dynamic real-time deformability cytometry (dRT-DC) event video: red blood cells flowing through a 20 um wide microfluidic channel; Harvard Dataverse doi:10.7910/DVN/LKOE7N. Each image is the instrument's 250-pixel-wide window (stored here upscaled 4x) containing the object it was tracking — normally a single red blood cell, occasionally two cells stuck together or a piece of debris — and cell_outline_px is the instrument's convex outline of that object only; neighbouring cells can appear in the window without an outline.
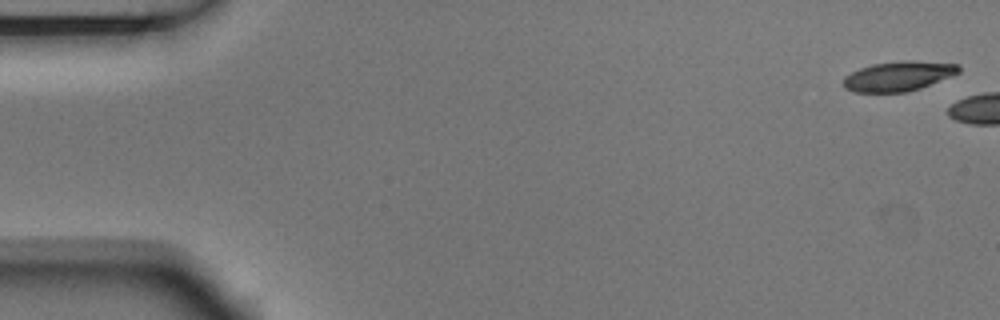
{"species": "Egyptian fruit bat (a non-hibernating species)", "species_latin": "Rousettus aegyptiacus", "temperature_condition": "room temperature", "stored_images_in_passage": 2, "camera_frame_rate_fps": 3000, "um_per_image_px": 0.085, "animal": {"sex": "male"}, "frame": {"image": 1, "passage_image": 1, "time_ms": 0.0, "image_size_px": [1000, 320], "cell_outline_px": [[960, 72], [952, 76], [920, 88], [908, 92], [856, 92], [844, 88], [844, 76], [860, 68], [872, 64], [900, 60], [916, 60], [960, 64]], "centroid_in_image_um": [76.4, 6.46], "position_along_channel_um": 8.6, "area_um2": 20.17}}